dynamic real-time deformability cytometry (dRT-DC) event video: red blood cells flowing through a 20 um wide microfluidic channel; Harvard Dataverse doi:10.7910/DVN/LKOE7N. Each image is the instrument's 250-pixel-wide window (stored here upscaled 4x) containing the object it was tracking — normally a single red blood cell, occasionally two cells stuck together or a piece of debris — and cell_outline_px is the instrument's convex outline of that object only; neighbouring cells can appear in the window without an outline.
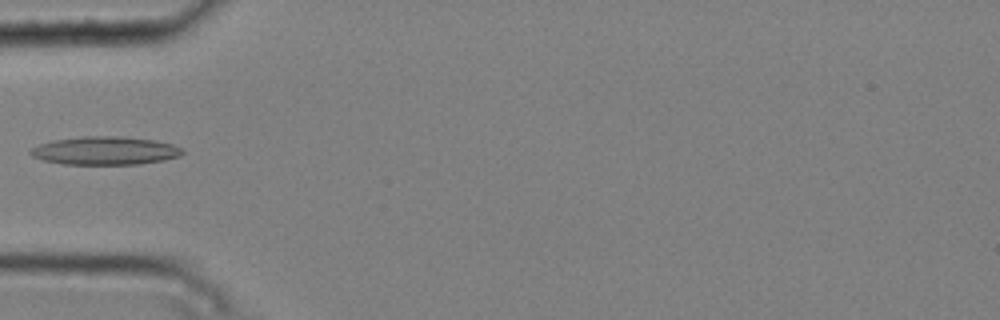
{"species": "common noctule bat (a hibernating species)", "species_latin": "Nyctalus noctula", "temperature_condition": "cold", "stored_images_in_passage": 2, "camera_frame_rate_fps": 3000, "um_per_image_px": 0.085, "animal": {"sex": "male", "body_mass_g": 20.4}, "frame": {"image": 1, "passage_image": 1, "time_ms": 0.0, "image_size_px": [1000, 320], "cell_outline_px": [[184, 152], [180, 156], [164, 160], [140, 164], [64, 164], [44, 160], [32, 156], [28, 152], [32, 148], [40, 144], [52, 140], [84, 136], [124, 136], [156, 140], [172, 144], [180, 148]], "centroid_in_image_um": [8.94, 12.8], "position_along_channel_um": 76.1, "area_um2": 25.03}}
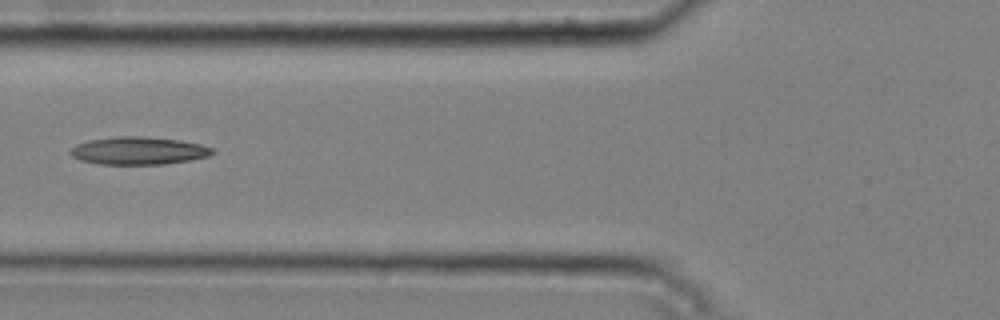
{"frame": {"image": 2, "passage_image": 2, "time_ms": 0.333, "image_size_px": [1000, 320], "cell_outline_px": [[216, 152], [208, 156], [192, 160], [164, 164], [100, 164], [80, 160], [72, 156], [68, 152], [76, 144], [88, 140], [116, 136], [140, 136], [180, 140], [200, 144], [212, 148]], "centroid_in_image_um": [11.77, 12.81], "position_along_channel_um": 114.0, "area_um2": 23.0}}